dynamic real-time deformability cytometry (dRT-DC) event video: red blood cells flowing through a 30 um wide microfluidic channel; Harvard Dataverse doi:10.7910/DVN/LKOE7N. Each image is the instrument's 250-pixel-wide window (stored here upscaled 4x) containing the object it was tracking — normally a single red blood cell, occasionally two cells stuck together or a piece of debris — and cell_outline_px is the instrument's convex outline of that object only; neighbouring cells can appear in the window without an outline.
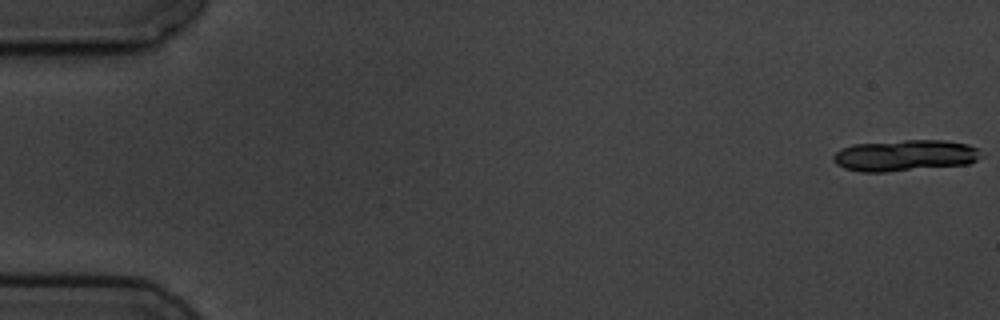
{"species": "common noctule bat (a hibernating species)", "species_latin": "Nyctalus noctula", "temperature_condition": "cold", "stored_images_in_passage": 6, "segment_of_instrument_passage": [1, 2], "camera_frame_rate_fps": 3000, "um_per_image_px": 0.085, "animal": {"sex": "male", "body_mass_g": 19.5, "forearm_length_mm": 54.6}, "frame": {"image": 1, "passage_image": 1, "time_ms": 0.0, "image_size_px": [1000, 320], "cell_outline_px": [[984, 156], [968, 164], [884, 172], [860, 172], [844, 168], [836, 164], [832, 160], [832, 156], [840, 148], [852, 144], [904, 140], [944, 140], [968, 144], [980, 148]], "centroid_in_image_um": [76.93, 13.21], "position_along_channel_um": 8.1, "area_um2": 27.28}}